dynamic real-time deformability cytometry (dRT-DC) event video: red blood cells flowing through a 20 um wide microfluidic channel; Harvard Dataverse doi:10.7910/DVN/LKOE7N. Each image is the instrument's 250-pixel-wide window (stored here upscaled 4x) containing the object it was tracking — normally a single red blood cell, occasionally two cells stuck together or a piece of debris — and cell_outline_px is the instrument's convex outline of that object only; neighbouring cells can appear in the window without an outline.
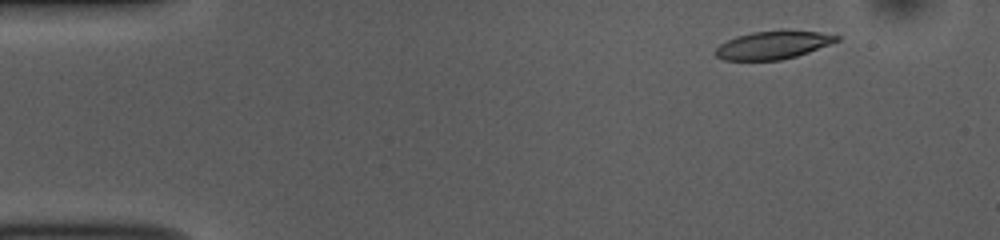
{"species": "common noctule bat (a hibernating species)", "species_latin": "Nyctalus noctula", "temperature_condition": "room temperature", "stored_images_in_passage": 52, "camera_frame_rate_fps": 3000, "um_per_image_px": 0.085, "animal": {"sex": "female", "body_mass_g": 10.0, "forearm_length_mm": 53.1}, "frame": {"image": 1, "passage_image": 5, "time_ms": 1.333, "image_size_px": [1000, 240], "cell_outline_px": [[840, 40], [808, 52], [796, 56], [780, 60], [724, 60], [716, 56], [716, 48], [720, 44], [736, 36], [752, 32], [784, 28], [820, 32], [840, 36]], "centroid_in_image_um": [65.73, 3.79], "position_along_channel_um": 19.3, "area_um2": 20.11}}
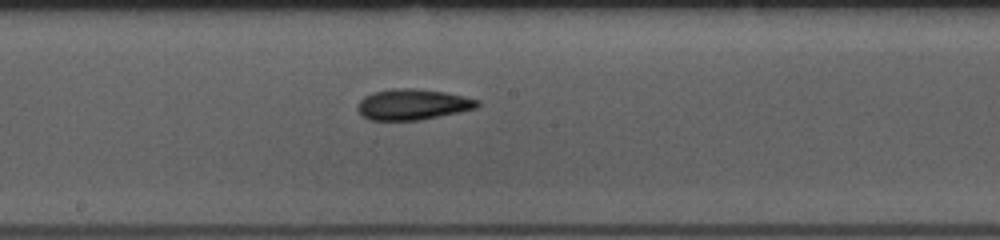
{"frame": {"image": 2, "passage_image": 27, "time_ms": 8.667, "image_size_px": [1000, 240], "cell_outline_px": [[480, 104], [476, 108], [460, 112], [420, 120], [368, 120], [356, 108], [360, 100], [364, 96], [372, 92], [392, 88], [416, 88], [444, 92], [464, 96], [480, 100]], "centroid_in_image_um": [35.08, 8.87], "position_along_channel_um": 213.1, "area_um2": 21.62}}
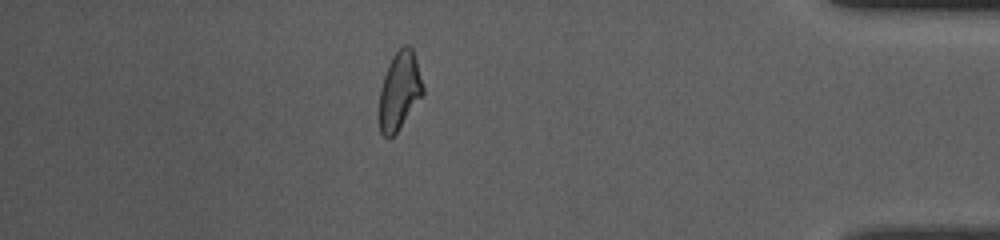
{"frame": {"image": 3, "passage_image": 45, "time_ms": 14.667, "image_size_px": [1000, 240], "cell_outline_px": [[424, 92], [396, 132], [388, 140], [380, 132], [376, 116], [376, 112], [380, 88], [388, 64], [392, 56], [404, 44], [408, 44], [412, 48], [416, 60], [424, 88]], "centroid_in_image_um": [33.89, 7.75], "position_along_channel_um": 401.3, "area_um2": 20.17}, "authors_computed_cell_mechanics": {"area_um2": 20.7213, "velocity_mm_per_s": 3.8066, "shape_relaxation_time_tau1_ms": 4.0668, "shape_relaxation_time_tau2_ms": 4.8594, "deformation_change_tau1": 0.1581, "deformation_change_tau2": 0.1525}}